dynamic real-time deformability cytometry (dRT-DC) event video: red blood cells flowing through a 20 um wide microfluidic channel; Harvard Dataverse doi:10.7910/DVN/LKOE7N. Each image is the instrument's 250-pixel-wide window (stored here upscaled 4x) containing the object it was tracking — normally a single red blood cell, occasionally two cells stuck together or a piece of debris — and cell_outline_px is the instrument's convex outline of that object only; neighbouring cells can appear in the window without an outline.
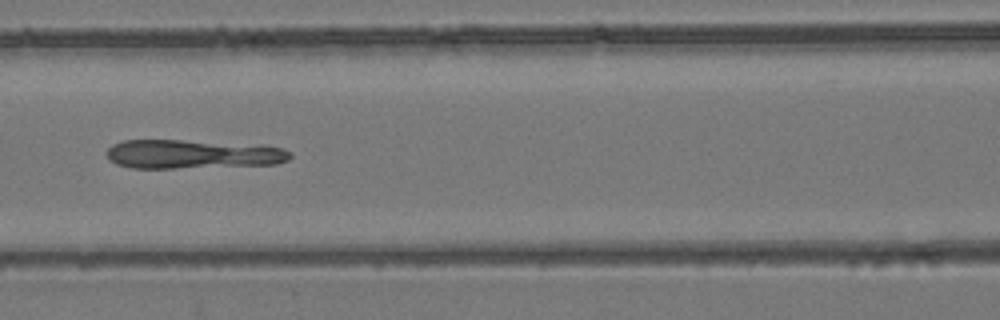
{"species": "common noctule bat (a hibernating species)", "species_latin": "Nyctalus noctula", "temperature_condition": "room temperature", "stored_images_in_passage": 6, "camera_frame_rate_fps": 3000, "um_per_image_px": 0.085, "animal": {"sex": "female", "body_mass_g": 24.6, "forearm_length_mm": 56.2}, "frame": {"image": 1, "passage_image": 6, "time_ms": 6.667, "image_size_px": [1000, 320], "cell_outline_px": [[292, 156], [288, 160], [276, 164], [176, 168], [132, 168], [116, 164], [108, 160], [108, 148], [112, 144], [124, 140], [180, 140], [264, 144], [284, 148], [292, 152]], "centroid_in_image_um": [16.43, 13.09], "position_along_channel_um": 150.2, "area_um2": 31.39}}